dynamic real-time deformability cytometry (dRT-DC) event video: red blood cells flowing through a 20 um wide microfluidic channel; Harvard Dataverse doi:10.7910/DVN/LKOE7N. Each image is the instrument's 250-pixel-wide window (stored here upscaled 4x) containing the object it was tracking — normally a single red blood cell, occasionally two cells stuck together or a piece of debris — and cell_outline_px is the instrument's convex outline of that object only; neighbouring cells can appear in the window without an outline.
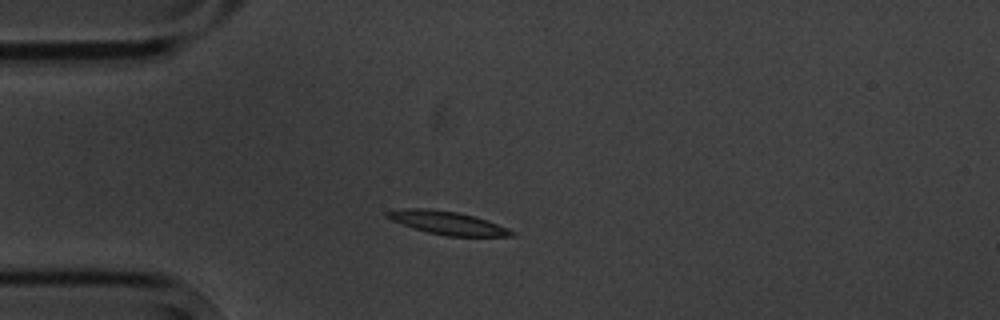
{"species": "common noctule bat (a hibernating species)", "species_latin": "Nyctalus noctula", "temperature_condition": "cold", "stored_images_in_passage": 3, "camera_frame_rate_fps": 3000, "um_per_image_px": 0.085, "animal": {"sex": "male", "body_mass_g": 20.1, "forearm_length_mm": 53.5}, "frame": {"image": 1, "passage_image": 2, "time_ms": 1.333, "image_size_px": [1000, 320], "cell_outline_px": [[516, 232], [512, 236], [448, 236], [428, 232], [412, 228], [392, 220], [384, 216], [384, 212], [408, 208], [428, 208], [456, 212], [472, 216], [508, 228]], "centroid_in_image_um": [37.99, 18.94], "position_along_channel_um": 47.0, "area_um2": 16.53}}